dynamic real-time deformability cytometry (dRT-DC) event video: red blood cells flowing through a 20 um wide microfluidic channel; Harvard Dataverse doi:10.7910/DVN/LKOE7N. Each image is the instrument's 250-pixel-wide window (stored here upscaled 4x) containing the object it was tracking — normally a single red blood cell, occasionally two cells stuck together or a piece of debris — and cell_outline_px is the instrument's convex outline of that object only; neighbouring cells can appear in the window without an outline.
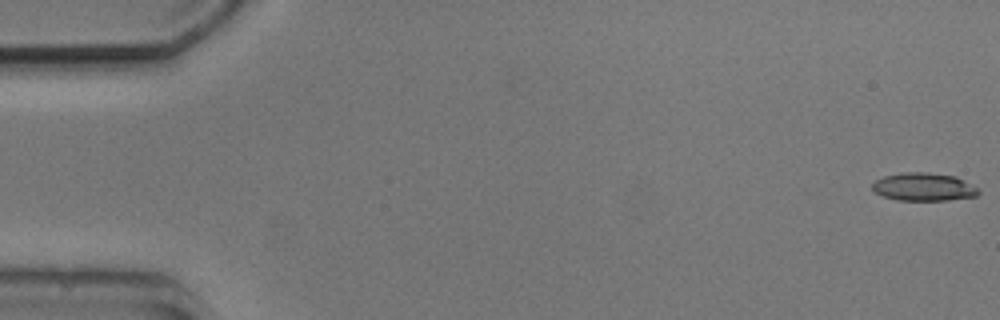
{"species": "common noctule bat (a hibernating species)", "species_latin": "Nyctalus noctula", "temperature_condition": "cold", "stored_images_in_passage": 3, "camera_frame_rate_fps": 3000, "um_per_image_px": 0.085, "animal": {"sex": "male", "body_mass_g": 20.5, "forearm_length_mm": 52.5}, "frame": {"image": 1, "passage_image": 1, "time_ms": 0.0, "image_size_px": [1000, 320], "cell_outline_px": [[980, 192], [976, 196], [948, 200], [896, 200], [884, 196], [876, 192], [872, 188], [872, 184], [876, 180], [884, 176], [904, 172], [924, 172], [956, 176], [980, 188]], "centroid_in_image_um": [78.55, 15.88], "position_along_channel_um": 6.4, "area_um2": 17.34}}